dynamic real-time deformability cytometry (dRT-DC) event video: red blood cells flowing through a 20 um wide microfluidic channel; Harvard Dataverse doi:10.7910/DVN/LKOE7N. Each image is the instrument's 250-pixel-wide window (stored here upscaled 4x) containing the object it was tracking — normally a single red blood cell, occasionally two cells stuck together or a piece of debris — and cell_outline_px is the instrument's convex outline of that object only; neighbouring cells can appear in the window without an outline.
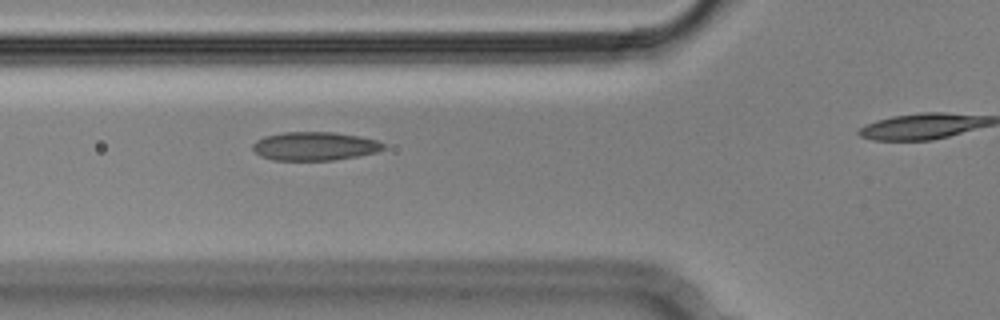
{"species": "Egyptian fruit bat (a non-hibernating species)", "species_latin": "Rousettus aegyptiacus", "temperature_condition": "cold", "stored_images_in_passage": 3, "camera_frame_rate_fps": 3000, "um_per_image_px": 0.085, "animal": {"sex": "male"}, "frame": {"image": 1, "passage_image": 2, "time_ms": 0.333, "image_size_px": [1000, 320], "cell_outline_px": [[384, 148], [376, 152], [356, 156], [332, 160], [272, 160], [260, 156], [252, 148], [252, 144], [256, 140], [264, 136], [284, 132], [336, 132], [360, 136], [376, 140], [384, 144]], "centroid_in_image_um": [26.71, 12.42], "position_along_channel_um": 99.1, "area_um2": 21.73}}